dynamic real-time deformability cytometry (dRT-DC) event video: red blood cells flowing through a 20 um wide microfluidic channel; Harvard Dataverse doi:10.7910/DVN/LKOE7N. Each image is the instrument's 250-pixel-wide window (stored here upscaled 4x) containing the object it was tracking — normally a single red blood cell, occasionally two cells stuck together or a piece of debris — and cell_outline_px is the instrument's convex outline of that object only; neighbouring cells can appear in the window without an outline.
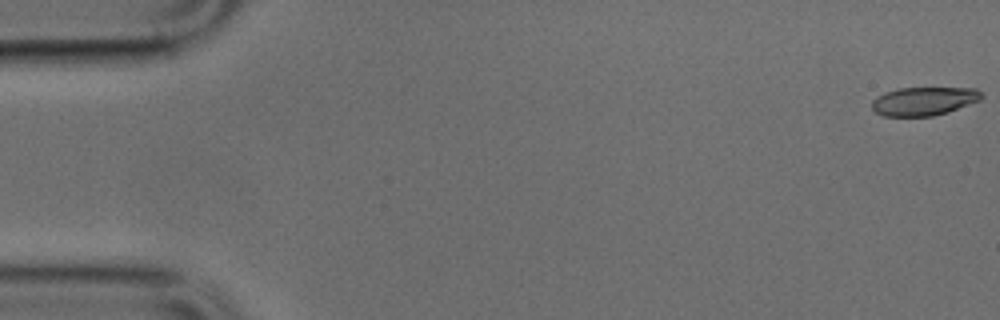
{"species": "common noctule bat (a hibernating species)", "species_latin": "Nyctalus noctula", "temperature_condition": "cold", "stored_images_in_passage": 9, "camera_frame_rate_fps": 3000, "um_per_image_px": 0.085, "animal": {"sex": "male", "body_mass_g": 17.9, "forearm_length_mm": 54.2}, "frame": {"image": 1, "passage_image": 1, "time_ms": 0.0, "image_size_px": [1000, 320], "cell_outline_px": [[984, 96], [980, 100], [948, 112], [932, 116], [884, 116], [876, 112], [872, 108], [872, 100], [876, 96], [884, 92], [896, 88], [976, 88]], "centroid_in_image_um": [78.51, 8.59], "position_along_channel_um": 6.5, "area_um2": 18.26}}